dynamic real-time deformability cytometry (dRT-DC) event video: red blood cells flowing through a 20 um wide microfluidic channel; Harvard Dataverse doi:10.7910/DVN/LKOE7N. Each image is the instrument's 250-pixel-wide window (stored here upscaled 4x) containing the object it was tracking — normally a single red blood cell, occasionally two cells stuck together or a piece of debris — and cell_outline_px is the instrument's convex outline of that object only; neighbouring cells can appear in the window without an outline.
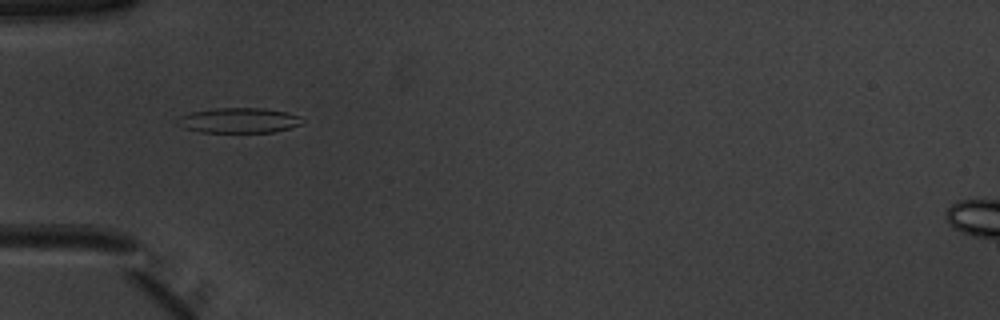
{"species": "common noctule bat (a hibernating species)", "species_latin": "Nyctalus noctula", "temperature_condition": "warm", "stored_images_in_passage": 37, "camera_frame_rate_fps": 3000, "um_per_image_px": 0.085, "animal": {"sex": "male", "body_mass_g": 20.1, "forearm_length_mm": 53.5}, "frame": {"image": 1, "passage_image": 2, "time_ms": 0.333, "image_size_px": [1000, 320], "cell_outline_px": [[304, 120], [300, 124], [288, 128], [272, 132], [200, 132], [184, 128], [176, 124], [172, 120], [176, 116], [192, 112], [216, 108], [264, 108], [284, 112], [300, 116]], "centroid_in_image_um": [20.2, 10.23], "position_along_channel_um": 64.8, "area_um2": 18.38}}
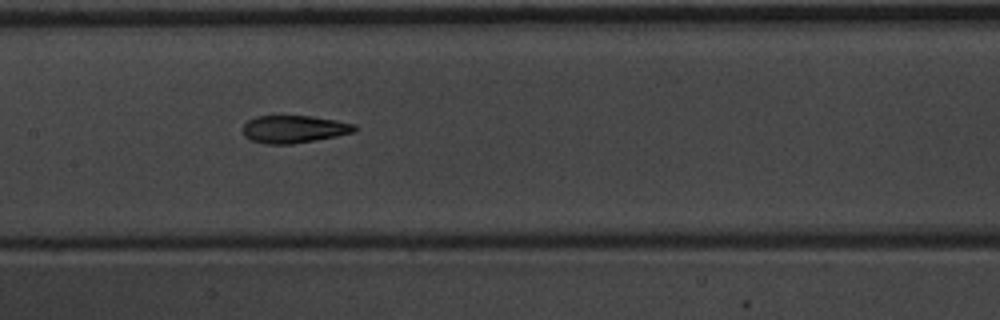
{"frame": {"image": 2, "passage_image": 11, "time_ms": 3.333, "image_size_px": [1000, 320], "cell_outline_px": [[356, 132], [316, 140], [292, 144], [268, 144], [252, 140], [244, 136], [244, 124], [248, 120], [256, 116], [312, 116], [336, 120], [356, 124]], "centroid_in_image_um": [25.02, 10.97], "position_along_channel_um": 182.4, "area_um2": 17.92}}
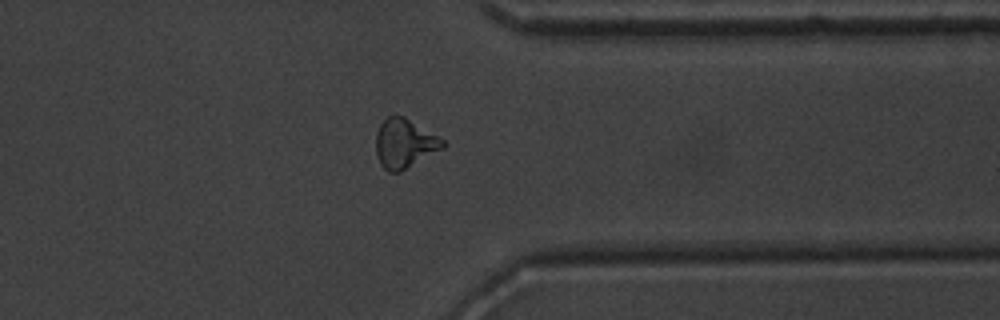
{"frame": {"image": 3, "passage_image": 26, "time_ms": 8.333, "image_size_px": [1000, 320], "cell_outline_px": [[448, 144], [444, 148], [400, 172], [388, 172], [380, 164], [376, 156], [376, 132], [380, 124], [388, 116], [404, 116], [444, 140]], "centroid_in_image_um": [34.38, 12.21], "position_along_channel_um": 377.0, "area_um2": 19.19}, "authors_computed_cell_mechanics": {"area_um2": 18.207, "velocity_mm_per_s": 3.9585, "shape_relaxation_time_tau1_ms": 6.3998, "shape_relaxation_time_tau2_ms": 2.6392, "deformation_change_tau1": 0.2115, "deformation_change_tau2": 0.1003}}